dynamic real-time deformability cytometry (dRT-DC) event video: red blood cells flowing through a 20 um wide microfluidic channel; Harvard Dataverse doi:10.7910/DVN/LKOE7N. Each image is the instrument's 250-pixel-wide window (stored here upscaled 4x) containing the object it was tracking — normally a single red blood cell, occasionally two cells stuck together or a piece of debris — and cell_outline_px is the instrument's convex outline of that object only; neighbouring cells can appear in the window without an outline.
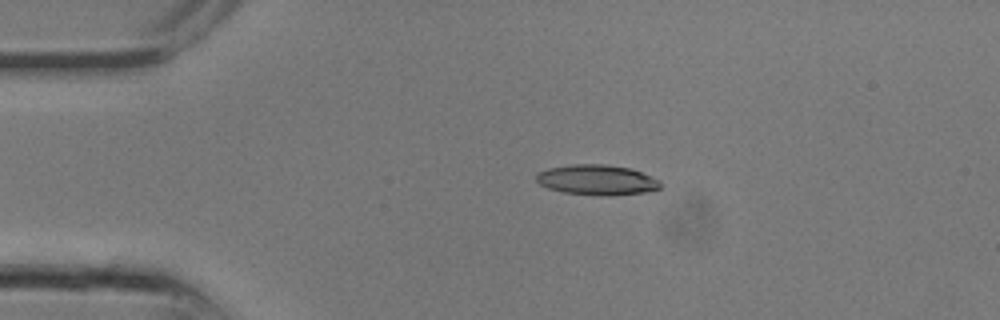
{"species": "common noctule bat (a hibernating species)", "species_latin": "Nyctalus noctula", "temperature_condition": "room temperature", "stored_images_in_passage": 10, "camera_frame_rate_fps": 3000, "um_per_image_px": 0.085, "animal": {"sex": "male", "body_mass_g": 13.3}, "frame": {"image": 1, "passage_image": 6, "time_ms": 1.667, "image_size_px": [1000, 320], "cell_outline_px": [[660, 188], [644, 192], [612, 196], [600, 196], [564, 192], [548, 188], [540, 184], [536, 180], [536, 172], [548, 168], [572, 164], [604, 164], [632, 168], [660, 180]], "centroid_in_image_um": [50.73, 15.29], "position_along_channel_um": 34.3, "area_um2": 22.02}}
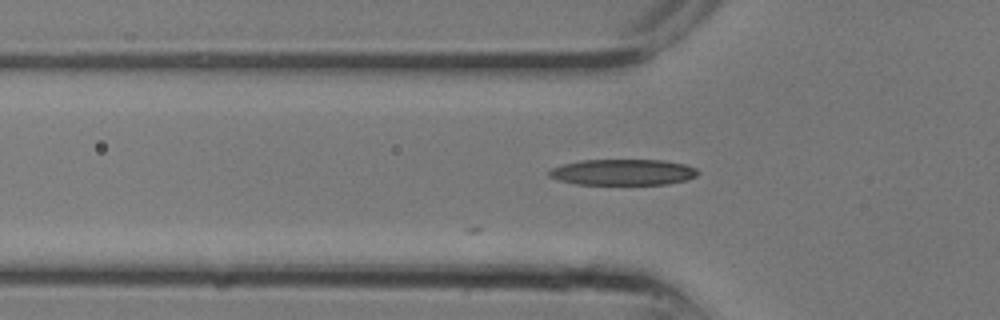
{"frame": {"image": 2, "passage_image": 9, "time_ms": 2.667, "image_size_px": [1000, 320], "cell_outline_px": [[700, 172], [696, 176], [684, 180], [668, 184], [576, 184], [560, 180], [548, 176], [548, 172], [552, 168], [564, 164], [580, 160], [664, 160], [684, 164], [696, 168]], "centroid_in_image_um": [52.96, 14.63], "position_along_channel_um": 72.8, "area_um2": 22.43}}